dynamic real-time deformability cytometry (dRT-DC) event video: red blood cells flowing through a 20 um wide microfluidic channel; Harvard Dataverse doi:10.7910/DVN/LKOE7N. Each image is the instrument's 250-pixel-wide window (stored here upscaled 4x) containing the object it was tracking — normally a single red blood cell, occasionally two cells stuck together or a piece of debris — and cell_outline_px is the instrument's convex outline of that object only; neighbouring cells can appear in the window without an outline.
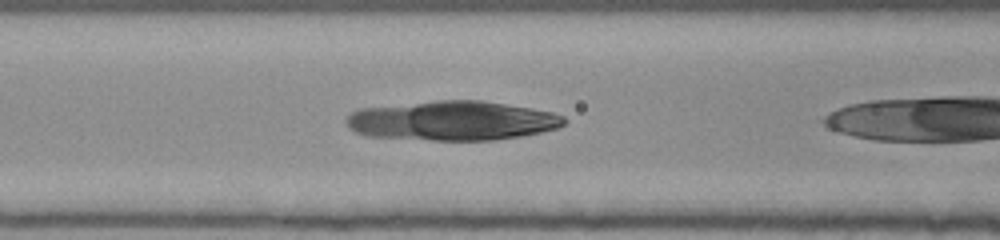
{"species": "human", "species_latin": "Homo sapiens", "temperature_condition": "room temperature", "stored_images_in_passage": 9, "camera_frame_rate_fps": 3000, "um_per_image_px": 0.085, "donor": {"sex": "female"}, "frame": {"image": 1, "passage_image": 4, "time_ms": 1.0, "image_size_px": [1000, 240], "cell_outline_px": [[568, 120], [564, 124], [556, 128], [540, 132], [520, 136], [492, 140], [432, 140], [368, 136], [356, 132], [348, 128], [344, 124], [344, 120], [352, 112], [360, 108], [436, 100], [480, 100], [532, 108], [552, 112], [564, 116]], "centroid_in_image_um": [38.42, 10.25], "position_along_channel_um": 128.2, "area_um2": 50.17}}
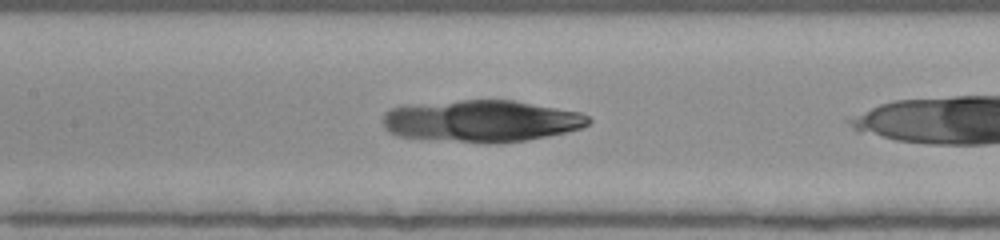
{"frame": {"image": 2, "passage_image": 7, "time_ms": 2.0, "image_size_px": [1000, 240], "cell_outline_px": [[592, 120], [584, 128], [524, 140], [496, 144], [488, 144], [396, 136], [388, 132], [384, 128], [380, 120], [384, 112], [400, 104], [460, 100], [512, 100], [580, 112], [588, 116]], "centroid_in_image_um": [40.83, 10.28], "position_along_channel_um": 166.6, "area_um2": 50.75}}